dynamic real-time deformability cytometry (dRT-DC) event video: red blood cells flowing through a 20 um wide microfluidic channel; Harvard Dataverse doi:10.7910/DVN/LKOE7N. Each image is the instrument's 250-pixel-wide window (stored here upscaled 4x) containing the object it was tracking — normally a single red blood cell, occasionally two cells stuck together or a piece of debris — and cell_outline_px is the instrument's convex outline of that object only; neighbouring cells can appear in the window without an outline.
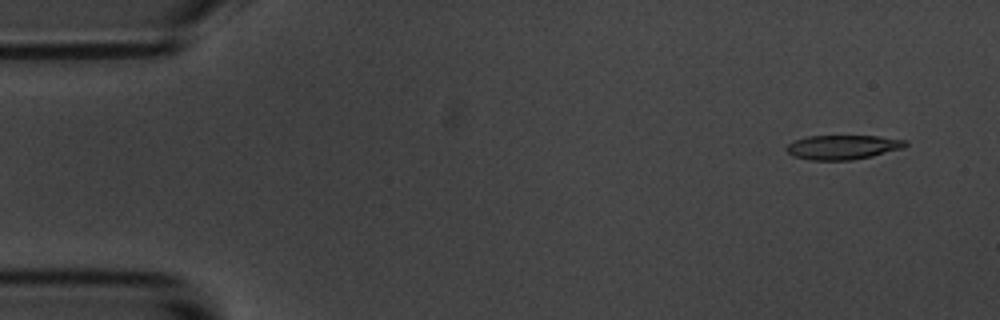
{"species": "common noctule bat (a hibernating species)", "species_latin": "Nyctalus noctula", "temperature_condition": "room temperature", "stored_images_in_passage": 6, "camera_frame_rate_fps": 3000, "um_per_image_px": 0.085, "animal": {"sex": "male", "body_mass_g": 20.1, "forearm_length_mm": 53.5}, "frame": {"image": 1, "passage_image": 6, "time_ms": 6.0, "image_size_px": [1000, 320], "cell_outline_px": [[908, 144], [904, 148], [872, 156], [852, 160], [808, 160], [792, 156], [784, 148], [792, 140], [808, 136], [880, 136], [908, 140]], "centroid_in_image_um": [71.63, 12.51], "position_along_channel_um": 13.4, "area_um2": 17.17}}